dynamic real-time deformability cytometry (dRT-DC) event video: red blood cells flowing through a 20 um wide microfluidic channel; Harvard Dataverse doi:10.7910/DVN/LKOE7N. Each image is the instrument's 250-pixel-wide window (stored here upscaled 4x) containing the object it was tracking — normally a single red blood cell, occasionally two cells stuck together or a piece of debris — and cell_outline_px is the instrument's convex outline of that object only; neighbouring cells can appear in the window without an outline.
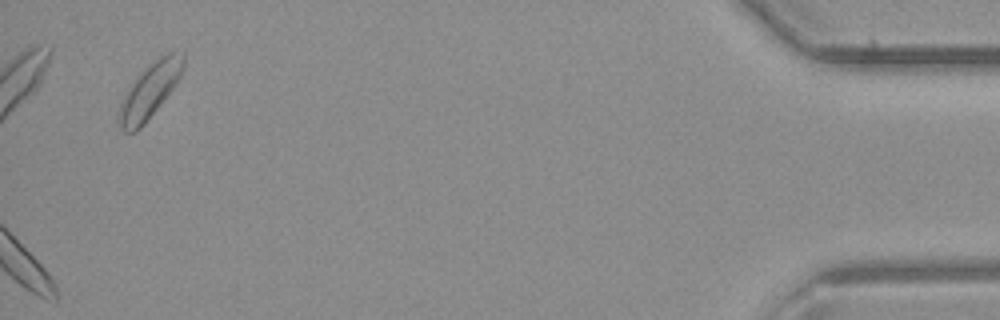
{"species": "common noctule bat (a hibernating species)", "species_latin": "Nyctalus noctula", "temperature_condition": "room temperature", "stored_images_in_passage": 30, "camera_frame_rate_fps": 3000, "um_per_image_px": 0.085, "animal": {"sex": "male", "body_mass_g": 23.1, "forearm_length_mm": 52.7}, "frame": {"image": 1, "passage_image": 30, "time_ms": 9.667, "image_size_px": [1000, 320], "cell_outline_px": [[184, 68], [176, 84], [144, 124], [136, 132], [124, 132], [120, 128], [116, 120], [116, 112], [128, 88], [136, 76], [148, 64], [160, 56], [168, 52], [184, 52]], "centroid_in_image_um": [12.69, 7.72], "position_along_channel_um": 422.5, "area_um2": 20.81}}